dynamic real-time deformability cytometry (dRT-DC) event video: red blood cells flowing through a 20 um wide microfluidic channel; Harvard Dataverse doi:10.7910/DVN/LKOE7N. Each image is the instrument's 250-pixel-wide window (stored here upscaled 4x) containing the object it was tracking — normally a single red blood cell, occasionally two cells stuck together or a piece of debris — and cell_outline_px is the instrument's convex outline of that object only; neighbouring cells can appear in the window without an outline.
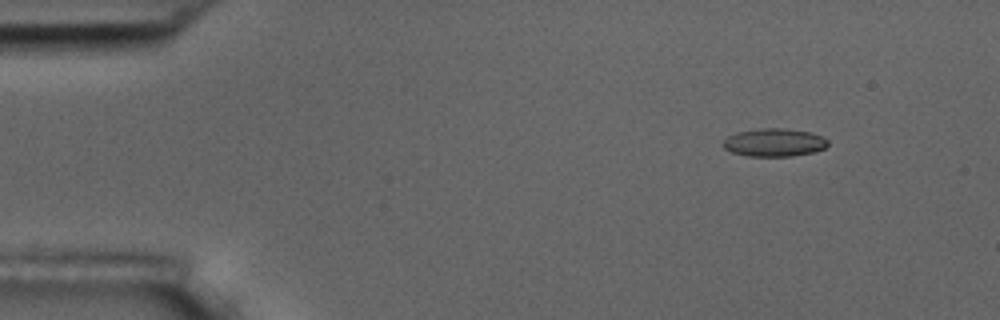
{"species": "common noctule bat (a hibernating species)", "species_latin": "Nyctalus noctula", "temperature_condition": "room temperature", "stored_images_in_passage": 5, "camera_frame_rate_fps": 3000, "um_per_image_px": 0.085, "animal": {"sex": "male", "body_mass_g": 17.5, "forearm_length_mm": 52.3}, "frame": {"image": 1, "passage_image": 2, "time_ms": 1.333, "image_size_px": [1000, 320], "cell_outline_px": [[828, 144], [824, 148], [812, 152], [792, 156], [748, 156], [732, 152], [724, 148], [720, 144], [728, 136], [736, 132], [760, 128], [784, 128], [808, 132], [824, 136], [828, 140]], "centroid_in_image_um": [65.78, 12.1], "position_along_channel_um": 19.2, "area_um2": 17.17}}
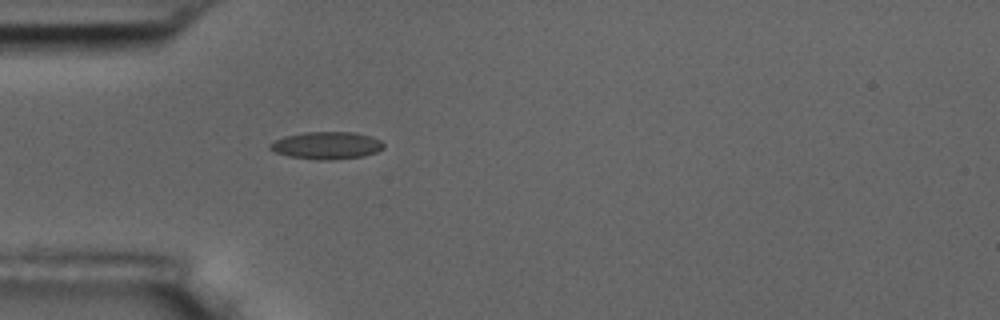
{"frame": {"image": 2, "passage_image": 5, "time_ms": 4.667, "image_size_px": [1000, 320], "cell_outline_px": [[384, 148], [376, 152], [364, 156], [320, 160], [316, 160], [288, 156], [276, 152], [268, 148], [268, 144], [284, 136], [304, 132], [356, 132], [372, 136], [380, 140], [384, 144]], "centroid_in_image_um": [27.76, 12.35], "position_along_channel_um": 57.2, "area_um2": 18.15}}